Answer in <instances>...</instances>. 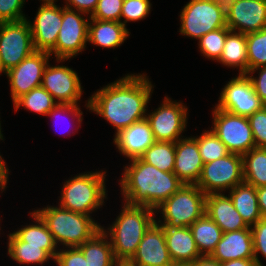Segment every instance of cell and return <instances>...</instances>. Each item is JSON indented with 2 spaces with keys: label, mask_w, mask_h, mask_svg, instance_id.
<instances>
[{
  "label": "cell",
  "mask_w": 266,
  "mask_h": 266,
  "mask_svg": "<svg viewBox=\"0 0 266 266\" xmlns=\"http://www.w3.org/2000/svg\"><path fill=\"white\" fill-rule=\"evenodd\" d=\"M210 256L220 263L235 259H254L251 227L223 233Z\"/></svg>",
  "instance_id": "44dd1931"
},
{
  "label": "cell",
  "mask_w": 266,
  "mask_h": 266,
  "mask_svg": "<svg viewBox=\"0 0 266 266\" xmlns=\"http://www.w3.org/2000/svg\"><path fill=\"white\" fill-rule=\"evenodd\" d=\"M164 98L157 109L150 114L147 113L146 119L151 126L155 141L175 143L185 137L182 133L187 128L188 107L182 102L172 101L167 96Z\"/></svg>",
  "instance_id": "7c38bea8"
},
{
  "label": "cell",
  "mask_w": 266,
  "mask_h": 266,
  "mask_svg": "<svg viewBox=\"0 0 266 266\" xmlns=\"http://www.w3.org/2000/svg\"><path fill=\"white\" fill-rule=\"evenodd\" d=\"M229 31L230 29L226 26L202 36L198 40V48L201 54L210 60L218 61L222 54L227 33Z\"/></svg>",
  "instance_id": "d590c367"
},
{
  "label": "cell",
  "mask_w": 266,
  "mask_h": 266,
  "mask_svg": "<svg viewBox=\"0 0 266 266\" xmlns=\"http://www.w3.org/2000/svg\"><path fill=\"white\" fill-rule=\"evenodd\" d=\"M194 138L197 140L199 153L204 164L220 159L230 153L211 129L204 131L200 136H194Z\"/></svg>",
  "instance_id": "836d02e7"
},
{
  "label": "cell",
  "mask_w": 266,
  "mask_h": 266,
  "mask_svg": "<svg viewBox=\"0 0 266 266\" xmlns=\"http://www.w3.org/2000/svg\"><path fill=\"white\" fill-rule=\"evenodd\" d=\"M13 105L15 112L20 107H23L30 112L47 116L48 113L57 105V102L46 89L40 86L19 97Z\"/></svg>",
  "instance_id": "1f68e13d"
},
{
  "label": "cell",
  "mask_w": 266,
  "mask_h": 266,
  "mask_svg": "<svg viewBox=\"0 0 266 266\" xmlns=\"http://www.w3.org/2000/svg\"><path fill=\"white\" fill-rule=\"evenodd\" d=\"M116 266H130L128 263H118Z\"/></svg>",
  "instance_id": "f5cc1de1"
},
{
  "label": "cell",
  "mask_w": 266,
  "mask_h": 266,
  "mask_svg": "<svg viewBox=\"0 0 266 266\" xmlns=\"http://www.w3.org/2000/svg\"><path fill=\"white\" fill-rule=\"evenodd\" d=\"M35 50L27 19L0 23V64L2 73L17 66Z\"/></svg>",
  "instance_id": "30bf717a"
},
{
  "label": "cell",
  "mask_w": 266,
  "mask_h": 266,
  "mask_svg": "<svg viewBox=\"0 0 266 266\" xmlns=\"http://www.w3.org/2000/svg\"><path fill=\"white\" fill-rule=\"evenodd\" d=\"M0 140L4 141L3 134L0 132ZM6 161L0 154V191H4L5 188H7V183H8V175L10 173L9 169L7 168Z\"/></svg>",
  "instance_id": "bcb514c9"
},
{
  "label": "cell",
  "mask_w": 266,
  "mask_h": 266,
  "mask_svg": "<svg viewBox=\"0 0 266 266\" xmlns=\"http://www.w3.org/2000/svg\"><path fill=\"white\" fill-rule=\"evenodd\" d=\"M258 206L262 218H266V186L256 188Z\"/></svg>",
  "instance_id": "c3c4849f"
},
{
  "label": "cell",
  "mask_w": 266,
  "mask_h": 266,
  "mask_svg": "<svg viewBox=\"0 0 266 266\" xmlns=\"http://www.w3.org/2000/svg\"><path fill=\"white\" fill-rule=\"evenodd\" d=\"M104 170L84 172L64 182L58 205L61 208L91 216L104 205L107 197Z\"/></svg>",
  "instance_id": "5b68a950"
},
{
  "label": "cell",
  "mask_w": 266,
  "mask_h": 266,
  "mask_svg": "<svg viewBox=\"0 0 266 266\" xmlns=\"http://www.w3.org/2000/svg\"><path fill=\"white\" fill-rule=\"evenodd\" d=\"M210 128L230 153L243 155L255 148L253 132L246 116L234 115L216 106Z\"/></svg>",
  "instance_id": "9c48e42d"
},
{
  "label": "cell",
  "mask_w": 266,
  "mask_h": 266,
  "mask_svg": "<svg viewBox=\"0 0 266 266\" xmlns=\"http://www.w3.org/2000/svg\"><path fill=\"white\" fill-rule=\"evenodd\" d=\"M217 62L227 67L237 68L238 74H246L248 72L246 34L230 30Z\"/></svg>",
  "instance_id": "4316f807"
},
{
  "label": "cell",
  "mask_w": 266,
  "mask_h": 266,
  "mask_svg": "<svg viewBox=\"0 0 266 266\" xmlns=\"http://www.w3.org/2000/svg\"><path fill=\"white\" fill-rule=\"evenodd\" d=\"M50 57V53L36 50L4 73L8 77L13 103L22 95L41 86L43 72Z\"/></svg>",
  "instance_id": "5bb4252c"
},
{
  "label": "cell",
  "mask_w": 266,
  "mask_h": 266,
  "mask_svg": "<svg viewBox=\"0 0 266 266\" xmlns=\"http://www.w3.org/2000/svg\"><path fill=\"white\" fill-rule=\"evenodd\" d=\"M206 214L225 232L248 228L242 216L234 207L233 201L225 193L206 195Z\"/></svg>",
  "instance_id": "7402d4cb"
},
{
  "label": "cell",
  "mask_w": 266,
  "mask_h": 266,
  "mask_svg": "<svg viewBox=\"0 0 266 266\" xmlns=\"http://www.w3.org/2000/svg\"><path fill=\"white\" fill-rule=\"evenodd\" d=\"M34 211L46 223L57 246L62 244L63 248L79 247L102 227L92 216L73 212L59 205H48Z\"/></svg>",
  "instance_id": "277c9868"
},
{
  "label": "cell",
  "mask_w": 266,
  "mask_h": 266,
  "mask_svg": "<svg viewBox=\"0 0 266 266\" xmlns=\"http://www.w3.org/2000/svg\"><path fill=\"white\" fill-rule=\"evenodd\" d=\"M244 182L255 188L266 186V148H253L242 155Z\"/></svg>",
  "instance_id": "4dcf8cb0"
},
{
  "label": "cell",
  "mask_w": 266,
  "mask_h": 266,
  "mask_svg": "<svg viewBox=\"0 0 266 266\" xmlns=\"http://www.w3.org/2000/svg\"><path fill=\"white\" fill-rule=\"evenodd\" d=\"M151 5L150 0H124L120 22L126 27L127 22H136L145 19L151 12Z\"/></svg>",
  "instance_id": "8d00e7d4"
},
{
  "label": "cell",
  "mask_w": 266,
  "mask_h": 266,
  "mask_svg": "<svg viewBox=\"0 0 266 266\" xmlns=\"http://www.w3.org/2000/svg\"><path fill=\"white\" fill-rule=\"evenodd\" d=\"M54 263L57 266H87L83 253L77 247L59 249Z\"/></svg>",
  "instance_id": "b9f144b4"
},
{
  "label": "cell",
  "mask_w": 266,
  "mask_h": 266,
  "mask_svg": "<svg viewBox=\"0 0 266 266\" xmlns=\"http://www.w3.org/2000/svg\"><path fill=\"white\" fill-rule=\"evenodd\" d=\"M258 70L259 76H253L254 72ZM246 75L251 80L256 95L260 98L261 102L266 105V66L251 69Z\"/></svg>",
  "instance_id": "ee69618b"
},
{
  "label": "cell",
  "mask_w": 266,
  "mask_h": 266,
  "mask_svg": "<svg viewBox=\"0 0 266 266\" xmlns=\"http://www.w3.org/2000/svg\"><path fill=\"white\" fill-rule=\"evenodd\" d=\"M42 2H57L58 0H40Z\"/></svg>",
  "instance_id": "db71d44e"
},
{
  "label": "cell",
  "mask_w": 266,
  "mask_h": 266,
  "mask_svg": "<svg viewBox=\"0 0 266 266\" xmlns=\"http://www.w3.org/2000/svg\"><path fill=\"white\" fill-rule=\"evenodd\" d=\"M122 206L112 225L107 229L103 226L101 230L109 237L116 261L128 263L135 255L145 232L156 221V212L146 206L127 203Z\"/></svg>",
  "instance_id": "3957f363"
},
{
  "label": "cell",
  "mask_w": 266,
  "mask_h": 266,
  "mask_svg": "<svg viewBox=\"0 0 266 266\" xmlns=\"http://www.w3.org/2000/svg\"><path fill=\"white\" fill-rule=\"evenodd\" d=\"M189 228L200 254L211 255L223 235L220 227L205 212Z\"/></svg>",
  "instance_id": "f1b7e54d"
},
{
  "label": "cell",
  "mask_w": 266,
  "mask_h": 266,
  "mask_svg": "<svg viewBox=\"0 0 266 266\" xmlns=\"http://www.w3.org/2000/svg\"><path fill=\"white\" fill-rule=\"evenodd\" d=\"M109 237L98 231L91 239L77 247L84 255L87 266H116V261Z\"/></svg>",
  "instance_id": "83f0119b"
},
{
  "label": "cell",
  "mask_w": 266,
  "mask_h": 266,
  "mask_svg": "<svg viewBox=\"0 0 266 266\" xmlns=\"http://www.w3.org/2000/svg\"><path fill=\"white\" fill-rule=\"evenodd\" d=\"M7 253L13 261L21 265L39 264L43 266L53 258L42 249V246L28 245V243L20 241L13 233L8 235Z\"/></svg>",
  "instance_id": "f546056e"
},
{
  "label": "cell",
  "mask_w": 266,
  "mask_h": 266,
  "mask_svg": "<svg viewBox=\"0 0 266 266\" xmlns=\"http://www.w3.org/2000/svg\"><path fill=\"white\" fill-rule=\"evenodd\" d=\"M179 16L180 34L197 40L211 31L226 27L219 7L211 0H190Z\"/></svg>",
  "instance_id": "8fae6325"
},
{
  "label": "cell",
  "mask_w": 266,
  "mask_h": 266,
  "mask_svg": "<svg viewBox=\"0 0 266 266\" xmlns=\"http://www.w3.org/2000/svg\"><path fill=\"white\" fill-rule=\"evenodd\" d=\"M197 140L184 137L175 142V165L173 172L186 185H196L203 168Z\"/></svg>",
  "instance_id": "d6986e66"
},
{
  "label": "cell",
  "mask_w": 266,
  "mask_h": 266,
  "mask_svg": "<svg viewBox=\"0 0 266 266\" xmlns=\"http://www.w3.org/2000/svg\"><path fill=\"white\" fill-rule=\"evenodd\" d=\"M248 71L266 66V27L246 34Z\"/></svg>",
  "instance_id": "e575fe53"
},
{
  "label": "cell",
  "mask_w": 266,
  "mask_h": 266,
  "mask_svg": "<svg viewBox=\"0 0 266 266\" xmlns=\"http://www.w3.org/2000/svg\"><path fill=\"white\" fill-rule=\"evenodd\" d=\"M26 19L35 50L50 53L55 48L62 24V7L55 2H42L33 22Z\"/></svg>",
  "instance_id": "2e32d148"
},
{
  "label": "cell",
  "mask_w": 266,
  "mask_h": 266,
  "mask_svg": "<svg viewBox=\"0 0 266 266\" xmlns=\"http://www.w3.org/2000/svg\"><path fill=\"white\" fill-rule=\"evenodd\" d=\"M253 236V252L257 266H263L259 254L266 259V218H262L251 226Z\"/></svg>",
  "instance_id": "ab89813d"
},
{
  "label": "cell",
  "mask_w": 266,
  "mask_h": 266,
  "mask_svg": "<svg viewBox=\"0 0 266 266\" xmlns=\"http://www.w3.org/2000/svg\"><path fill=\"white\" fill-rule=\"evenodd\" d=\"M226 26L231 31L242 34L264 29L266 27V1L236 0L226 19Z\"/></svg>",
  "instance_id": "ac0fdd59"
},
{
  "label": "cell",
  "mask_w": 266,
  "mask_h": 266,
  "mask_svg": "<svg viewBox=\"0 0 266 266\" xmlns=\"http://www.w3.org/2000/svg\"><path fill=\"white\" fill-rule=\"evenodd\" d=\"M85 13L62 7V24L55 48L50 55L56 57V62H64L74 58L85 50L88 43L90 16L85 19Z\"/></svg>",
  "instance_id": "52a82bcc"
},
{
  "label": "cell",
  "mask_w": 266,
  "mask_h": 266,
  "mask_svg": "<svg viewBox=\"0 0 266 266\" xmlns=\"http://www.w3.org/2000/svg\"><path fill=\"white\" fill-rule=\"evenodd\" d=\"M26 0H0V23L26 19L22 8Z\"/></svg>",
  "instance_id": "60d3db41"
},
{
  "label": "cell",
  "mask_w": 266,
  "mask_h": 266,
  "mask_svg": "<svg viewBox=\"0 0 266 266\" xmlns=\"http://www.w3.org/2000/svg\"><path fill=\"white\" fill-rule=\"evenodd\" d=\"M215 3L221 12V15L225 18V20L229 17L231 13V8L236 3V0H211Z\"/></svg>",
  "instance_id": "7dc6e473"
},
{
  "label": "cell",
  "mask_w": 266,
  "mask_h": 266,
  "mask_svg": "<svg viewBox=\"0 0 266 266\" xmlns=\"http://www.w3.org/2000/svg\"><path fill=\"white\" fill-rule=\"evenodd\" d=\"M168 266H191L189 263L172 262Z\"/></svg>",
  "instance_id": "816d5d0a"
},
{
  "label": "cell",
  "mask_w": 266,
  "mask_h": 266,
  "mask_svg": "<svg viewBox=\"0 0 266 266\" xmlns=\"http://www.w3.org/2000/svg\"><path fill=\"white\" fill-rule=\"evenodd\" d=\"M237 212L248 226H253L262 219L257 199L256 188L246 182L238 184L228 192Z\"/></svg>",
  "instance_id": "484cf974"
},
{
  "label": "cell",
  "mask_w": 266,
  "mask_h": 266,
  "mask_svg": "<svg viewBox=\"0 0 266 266\" xmlns=\"http://www.w3.org/2000/svg\"><path fill=\"white\" fill-rule=\"evenodd\" d=\"M244 182L242 155H228L203 165L197 186L206 194L225 193Z\"/></svg>",
  "instance_id": "ba28073f"
},
{
  "label": "cell",
  "mask_w": 266,
  "mask_h": 266,
  "mask_svg": "<svg viewBox=\"0 0 266 266\" xmlns=\"http://www.w3.org/2000/svg\"><path fill=\"white\" fill-rule=\"evenodd\" d=\"M167 249L173 262L191 264L202 255L197 249L189 227H163Z\"/></svg>",
  "instance_id": "603a6c76"
},
{
  "label": "cell",
  "mask_w": 266,
  "mask_h": 266,
  "mask_svg": "<svg viewBox=\"0 0 266 266\" xmlns=\"http://www.w3.org/2000/svg\"><path fill=\"white\" fill-rule=\"evenodd\" d=\"M31 218L35 224H27L17 231L12 232L20 241L28 243V245L42 246L52 258L55 259L59 246L54 241L53 235L48 230L46 223L35 212H30ZM58 248V249H57Z\"/></svg>",
  "instance_id": "d4e9b609"
},
{
  "label": "cell",
  "mask_w": 266,
  "mask_h": 266,
  "mask_svg": "<svg viewBox=\"0 0 266 266\" xmlns=\"http://www.w3.org/2000/svg\"><path fill=\"white\" fill-rule=\"evenodd\" d=\"M140 158L161 171L173 172L175 165V143L155 141Z\"/></svg>",
  "instance_id": "d6a6232c"
},
{
  "label": "cell",
  "mask_w": 266,
  "mask_h": 266,
  "mask_svg": "<svg viewBox=\"0 0 266 266\" xmlns=\"http://www.w3.org/2000/svg\"><path fill=\"white\" fill-rule=\"evenodd\" d=\"M220 266H257L255 259H235L224 261Z\"/></svg>",
  "instance_id": "f907efd6"
},
{
  "label": "cell",
  "mask_w": 266,
  "mask_h": 266,
  "mask_svg": "<svg viewBox=\"0 0 266 266\" xmlns=\"http://www.w3.org/2000/svg\"><path fill=\"white\" fill-rule=\"evenodd\" d=\"M119 180L121 194L128 205L146 206L156 209L183 183L174 172H164L144 162L141 158L130 160Z\"/></svg>",
  "instance_id": "7a4b0ae2"
},
{
  "label": "cell",
  "mask_w": 266,
  "mask_h": 266,
  "mask_svg": "<svg viewBox=\"0 0 266 266\" xmlns=\"http://www.w3.org/2000/svg\"><path fill=\"white\" fill-rule=\"evenodd\" d=\"M113 141L119 153L131 160L140 158L155 142V138L151 126L145 118L120 130L114 135Z\"/></svg>",
  "instance_id": "ffe728a7"
},
{
  "label": "cell",
  "mask_w": 266,
  "mask_h": 266,
  "mask_svg": "<svg viewBox=\"0 0 266 266\" xmlns=\"http://www.w3.org/2000/svg\"><path fill=\"white\" fill-rule=\"evenodd\" d=\"M172 262L164 229L155 221L145 232L135 255L128 264L130 266H168Z\"/></svg>",
  "instance_id": "e0dca14e"
},
{
  "label": "cell",
  "mask_w": 266,
  "mask_h": 266,
  "mask_svg": "<svg viewBox=\"0 0 266 266\" xmlns=\"http://www.w3.org/2000/svg\"><path fill=\"white\" fill-rule=\"evenodd\" d=\"M257 148H266V105L248 116Z\"/></svg>",
  "instance_id": "f35d334b"
},
{
  "label": "cell",
  "mask_w": 266,
  "mask_h": 266,
  "mask_svg": "<svg viewBox=\"0 0 266 266\" xmlns=\"http://www.w3.org/2000/svg\"><path fill=\"white\" fill-rule=\"evenodd\" d=\"M146 74H127L94 92L86 109L101 116L115 129V134L146 118L153 85Z\"/></svg>",
  "instance_id": "6da1fadb"
},
{
  "label": "cell",
  "mask_w": 266,
  "mask_h": 266,
  "mask_svg": "<svg viewBox=\"0 0 266 266\" xmlns=\"http://www.w3.org/2000/svg\"><path fill=\"white\" fill-rule=\"evenodd\" d=\"M191 266H220V262L213 259L210 255H205L197 258L191 263Z\"/></svg>",
  "instance_id": "681fc988"
},
{
  "label": "cell",
  "mask_w": 266,
  "mask_h": 266,
  "mask_svg": "<svg viewBox=\"0 0 266 266\" xmlns=\"http://www.w3.org/2000/svg\"><path fill=\"white\" fill-rule=\"evenodd\" d=\"M98 0H65V7L74 9L91 16L95 11Z\"/></svg>",
  "instance_id": "f6af8a7d"
},
{
  "label": "cell",
  "mask_w": 266,
  "mask_h": 266,
  "mask_svg": "<svg viewBox=\"0 0 266 266\" xmlns=\"http://www.w3.org/2000/svg\"><path fill=\"white\" fill-rule=\"evenodd\" d=\"M41 86L57 103L78 105L83 87L78 73L65 65H46Z\"/></svg>",
  "instance_id": "9a60e30c"
},
{
  "label": "cell",
  "mask_w": 266,
  "mask_h": 266,
  "mask_svg": "<svg viewBox=\"0 0 266 266\" xmlns=\"http://www.w3.org/2000/svg\"><path fill=\"white\" fill-rule=\"evenodd\" d=\"M129 29L121 22L90 19L88 43L102 48H117L129 37Z\"/></svg>",
  "instance_id": "cb8c5ba5"
},
{
  "label": "cell",
  "mask_w": 266,
  "mask_h": 266,
  "mask_svg": "<svg viewBox=\"0 0 266 266\" xmlns=\"http://www.w3.org/2000/svg\"><path fill=\"white\" fill-rule=\"evenodd\" d=\"M80 109L81 108L79 107V105L57 103V105L48 113L47 116H49V117L51 116L52 119H54L55 117L59 118V116L60 117L70 116V117H72V119H74L72 121L73 123H74L75 119H77L76 124L78 125V123H79V126H76L77 127L76 129L78 130L79 129L78 127H80L82 120H83V116H82L83 111H81Z\"/></svg>",
  "instance_id": "7bdbcfd3"
},
{
  "label": "cell",
  "mask_w": 266,
  "mask_h": 266,
  "mask_svg": "<svg viewBox=\"0 0 266 266\" xmlns=\"http://www.w3.org/2000/svg\"><path fill=\"white\" fill-rule=\"evenodd\" d=\"M218 99V103L215 105L217 108L246 117L264 106L246 74H238L230 79L222 88Z\"/></svg>",
  "instance_id": "4fadbf2b"
},
{
  "label": "cell",
  "mask_w": 266,
  "mask_h": 266,
  "mask_svg": "<svg viewBox=\"0 0 266 266\" xmlns=\"http://www.w3.org/2000/svg\"><path fill=\"white\" fill-rule=\"evenodd\" d=\"M206 194L197 185L183 186L159 205L155 212L163 214L156 222L162 227H190L205 213ZM161 210V211H160Z\"/></svg>",
  "instance_id": "8992f818"
},
{
  "label": "cell",
  "mask_w": 266,
  "mask_h": 266,
  "mask_svg": "<svg viewBox=\"0 0 266 266\" xmlns=\"http://www.w3.org/2000/svg\"><path fill=\"white\" fill-rule=\"evenodd\" d=\"M124 0H98L97 7L90 19L120 22Z\"/></svg>",
  "instance_id": "74e56055"
}]
</instances>
